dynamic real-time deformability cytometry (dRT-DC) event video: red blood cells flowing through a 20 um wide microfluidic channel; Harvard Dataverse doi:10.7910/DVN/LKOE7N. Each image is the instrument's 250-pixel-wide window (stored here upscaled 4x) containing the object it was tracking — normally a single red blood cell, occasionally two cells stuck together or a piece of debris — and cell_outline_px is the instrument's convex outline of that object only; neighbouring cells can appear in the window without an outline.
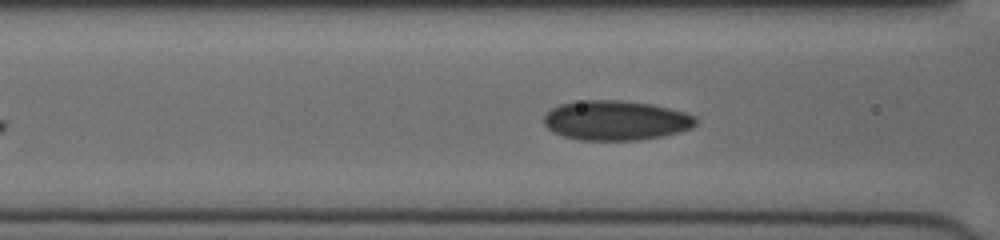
{"species": "human", "species_latin": "Homo sapiens", "temperature_condition": "cold", "stored_images_in_passage": 38, "camera_frame_rate_fps": 3000, "um_per_image_px": 0.085, "donor": {"sex": "female"}, "frame": {"image": 1, "passage_image": 13, "time_ms": 4.0, "image_size_px": [1000, 240], "cell_outline_px": [[700, 120], [692, 128], [660, 136], [640, 140], [580, 140], [564, 136], [552, 132], [544, 124], [544, 116], [552, 108], [560, 104], [584, 100], [620, 100], [652, 104], [684, 112], [696, 116]], "centroid_in_image_um": [52.35, 10.23], "position_along_channel_um": 114.2, "area_um2": 35.14}}
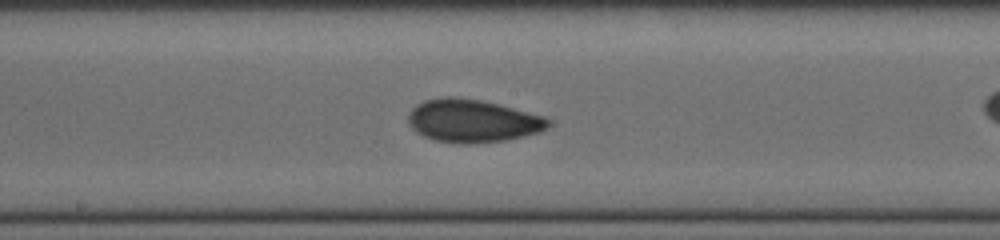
{"frame": {"image": 2, "passage_image": 20, "time_ms": 6.333, "image_size_px": [1000, 240], "cell_outline_px": [[548, 128], [540, 132], [524, 136], [504, 140], [468, 144], [464, 144], [436, 140], [424, 136], [416, 132], [408, 124], [408, 116], [412, 108], [416, 104], [424, 100], [448, 96], [452, 96], [480, 100], [544, 116], [548, 120]], "centroid_in_image_um": [40.13, 10.27], "position_along_channel_um": 208.1, "area_um2": 34.74}}
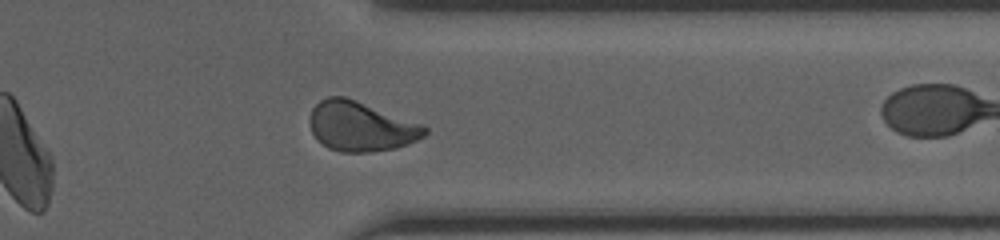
{"frame": {"image": 3, "passage_image": 33, "time_ms": 10.667, "image_size_px": [1000, 240], "cell_outline_px": [[428, 132], [424, 136], [408, 144], [396, 148], [372, 152], [340, 152], [328, 148], [316, 140], [312, 132], [308, 120], [312, 108], [320, 100], [328, 96], [344, 96], [356, 100], [424, 124], [428, 128]], "centroid_in_image_um": [30.67, 10.75], "position_along_channel_um": 380.7, "area_um2": 33.7}, "authors_computed_cell_mechanics": {"area_um2": 33.5529, "velocity_mm_per_s": 4.0031, "shape_relaxation_time_tau1_ms": 6.3748, "shape_relaxation_time_tau2_ms": 1.3007, "deformation_change_tau1": 0.1625, "deformation_change_tau2": 0.0534}}